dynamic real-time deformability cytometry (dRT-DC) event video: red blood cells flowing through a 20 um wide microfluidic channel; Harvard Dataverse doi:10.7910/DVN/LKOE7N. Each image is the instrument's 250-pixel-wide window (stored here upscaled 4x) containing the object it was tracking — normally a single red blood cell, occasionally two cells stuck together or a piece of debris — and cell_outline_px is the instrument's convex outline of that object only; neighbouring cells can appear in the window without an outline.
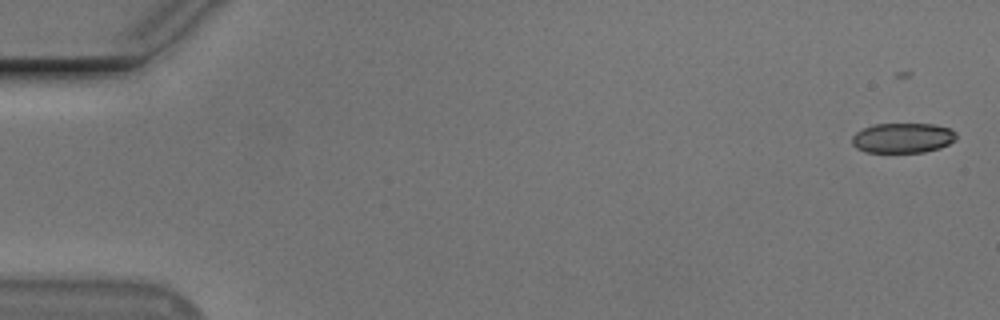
{"species": "Egyptian fruit bat (a non-hibernating species)", "species_latin": "Rousettus aegyptiacus", "temperature_condition": "cold", "stored_images_in_passage": 36, "camera_frame_rate_fps": 3000, "um_per_image_px": 0.085, "animal": {"sex": "male"}, "frame": {"image": 1, "passage_image": 3, "time_ms": 0.667, "image_size_px": [1000, 320], "cell_outline_px": [[956, 140], [940, 148], [924, 152], [864, 152], [856, 148], [852, 144], [852, 136], [856, 132], [872, 124], [932, 124], [948, 128], [956, 132]], "centroid_in_image_um": [76.72, 11.73], "position_along_channel_um": 8.3, "area_um2": 18.26}}
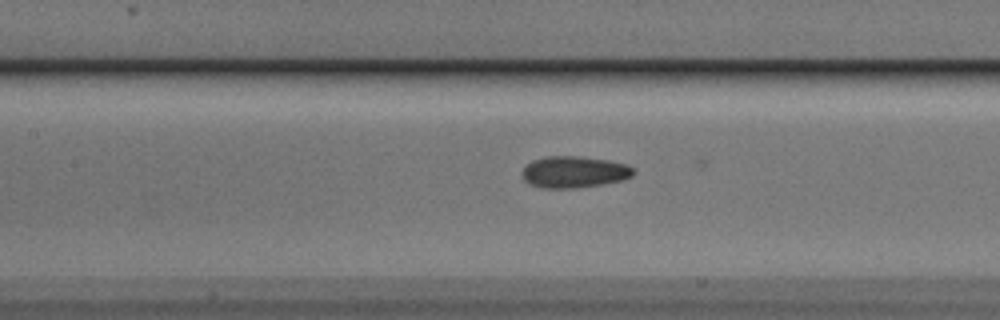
{"frame": {"image": 2, "passage_image": 27, "time_ms": 8.667, "image_size_px": [1000, 320], "cell_outline_px": [[636, 172], [632, 176], [620, 180], [600, 184], [572, 188], [544, 188], [528, 184], [524, 180], [524, 168], [532, 160], [548, 156], [580, 156], [608, 160], [628, 164]], "centroid_in_image_um": [48.81, 14.61], "position_along_channel_um": 158.6, "area_um2": 20.29}}
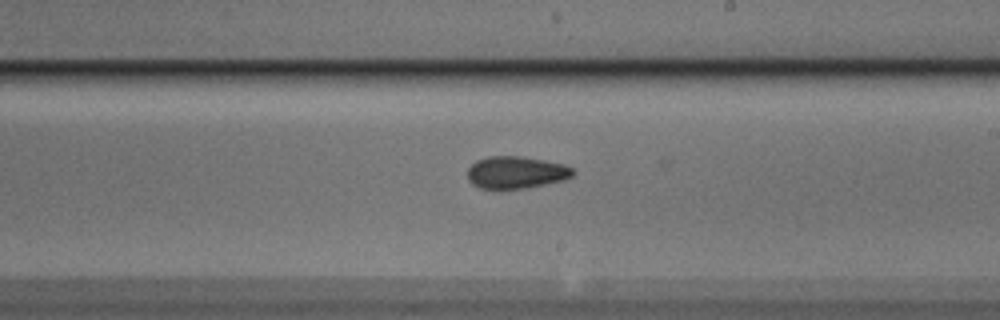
{"frame": {"image": 3, "passage_image": 34, "time_ms": 11.0, "image_size_px": [1000, 320], "cell_outline_px": [[576, 172], [572, 176], [564, 180], [528, 188], [496, 192], [480, 188], [472, 184], [468, 180], [468, 168], [476, 160], [488, 156], [520, 156], [544, 160], [564, 164], [572, 168]], "centroid_in_image_um": [43.83, 14.7], "position_along_channel_um": 245.2, "area_um2": 20.52}}